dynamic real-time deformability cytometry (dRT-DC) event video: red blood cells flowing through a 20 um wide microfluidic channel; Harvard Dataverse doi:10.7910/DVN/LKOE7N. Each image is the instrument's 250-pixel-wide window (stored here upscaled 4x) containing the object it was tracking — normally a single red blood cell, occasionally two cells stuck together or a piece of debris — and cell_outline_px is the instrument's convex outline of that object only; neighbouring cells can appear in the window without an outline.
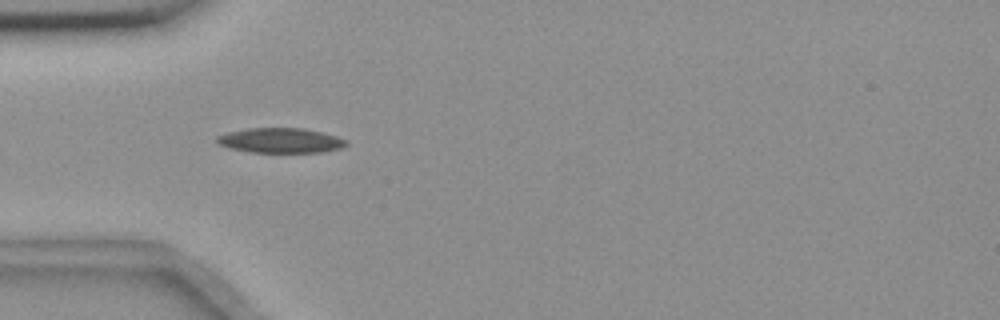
{"species": "common noctule bat (a hibernating species)", "species_latin": "Nyctalus noctula", "temperature_condition": "room temperature", "stored_images_in_passage": 1, "camera_frame_rate_fps": 3000, "um_per_image_px": 0.085, "animal": {"sex": "female", "body_mass_g": 18.4}, "frame": {"image": 1, "passage_image": 1, "time_ms": 0.0, "image_size_px": [1000, 320], "cell_outline_px": [[348, 144], [340, 148], [324, 152], [248, 152], [228, 148], [216, 144], [216, 136], [228, 132], [248, 128], [304, 128], [336, 136], [348, 140]], "centroid_in_image_um": [23.81, 11.94], "position_along_channel_um": 61.2, "area_um2": 18.9}}